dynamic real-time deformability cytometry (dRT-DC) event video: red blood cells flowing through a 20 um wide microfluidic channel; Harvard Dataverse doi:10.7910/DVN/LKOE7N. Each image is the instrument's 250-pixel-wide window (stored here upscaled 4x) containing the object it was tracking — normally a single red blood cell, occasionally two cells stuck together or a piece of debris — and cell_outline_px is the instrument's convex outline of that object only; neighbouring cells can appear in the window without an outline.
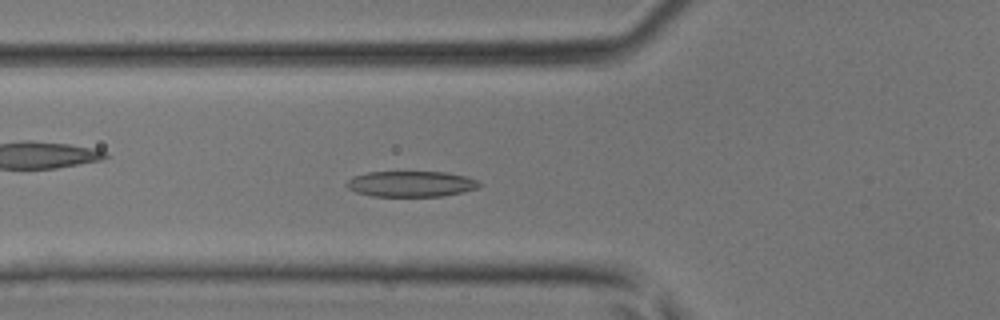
{"species": "common noctule bat (a hibernating species)", "species_latin": "Nyctalus noctula", "temperature_condition": "room temperature", "stored_images_in_passage": 35, "camera_frame_rate_fps": 3000, "um_per_image_px": 0.085, "animal": {"sex": "male", "body_mass_g": 17.9, "forearm_length_mm": 54.2}, "frame": {"image": 1, "passage_image": 7, "time_ms": 2.0, "image_size_px": [1000, 320], "cell_outline_px": [[480, 184], [476, 188], [460, 192], [440, 196], [372, 196], [356, 192], [348, 188], [344, 184], [352, 176], [368, 172], [444, 172], [464, 176], [480, 180]], "centroid_in_image_um": [34.88, 15.62], "position_along_channel_um": 90.9, "area_um2": 19.77}}
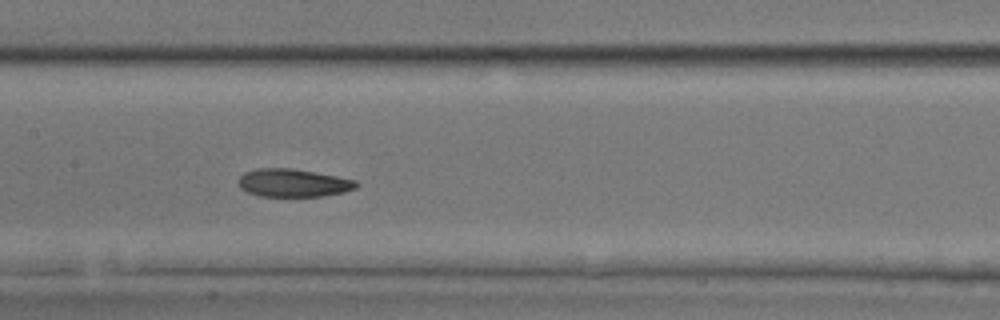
{"frame": {"image": 2, "passage_image": 13, "time_ms": 4.0, "image_size_px": [1000, 320], "cell_outline_px": [[360, 184], [356, 188], [344, 192], [324, 196], [260, 196], [248, 192], [240, 188], [240, 176], [244, 172], [256, 168], [292, 168], [336, 176], [356, 180]], "centroid_in_image_um": [24.95, 15.54], "position_along_channel_um": 182.5, "area_um2": 19.19}}
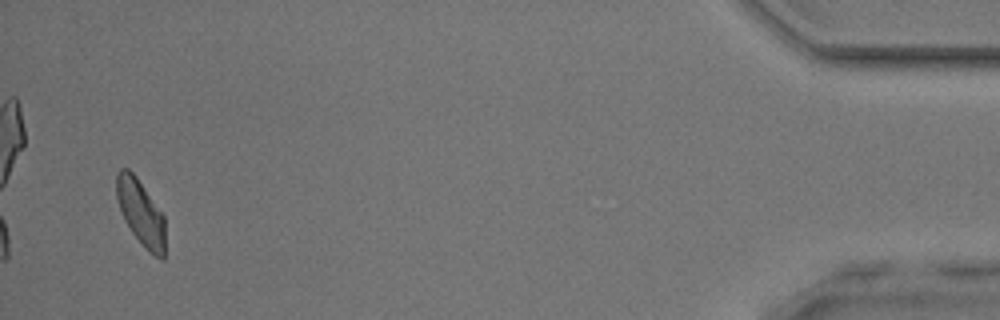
{"frame": {"image": 3, "passage_image": 34, "time_ms": 11.0, "image_size_px": [1000, 320], "cell_outline_px": [[164, 260], [160, 260], [148, 252], [144, 248], [132, 232], [124, 220], [116, 196], [116, 172], [120, 168], [128, 168], [136, 176], [164, 216]], "centroid_in_image_um": [11.95, 18.08], "position_along_channel_um": 423.2, "area_um2": 18.61}}